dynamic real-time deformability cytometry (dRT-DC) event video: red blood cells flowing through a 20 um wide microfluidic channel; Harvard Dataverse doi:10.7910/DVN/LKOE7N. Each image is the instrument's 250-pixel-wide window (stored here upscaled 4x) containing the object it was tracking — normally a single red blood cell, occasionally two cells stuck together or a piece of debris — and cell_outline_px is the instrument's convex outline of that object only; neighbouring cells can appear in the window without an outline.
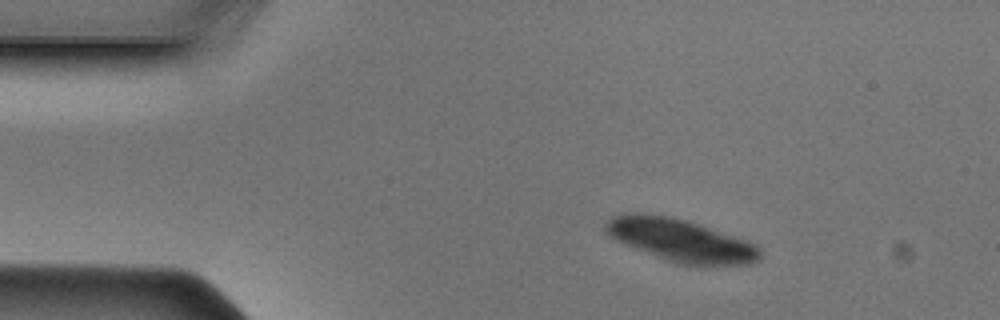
{"species": "Egyptian fruit bat (a non-hibernating species)", "species_latin": "Rousettus aegyptiacus", "temperature_condition": "cold", "stored_images_in_passage": 41, "camera_frame_rate_fps": 3000, "um_per_image_px": 0.085, "animal": {"sex": "male"}, "frame": {"image": 1, "passage_image": 1, "time_ms": 0.0, "image_size_px": [1000, 320], "cell_outline_px": [[760, 260], [752, 264], [676, 264], [624, 244], [616, 240], [604, 228], [604, 224], [612, 216], [668, 216], [684, 220], [756, 244], [760, 248]], "centroid_in_image_um": [57.91, 20.47], "position_along_channel_um": 27.1, "area_um2": 36.7}}